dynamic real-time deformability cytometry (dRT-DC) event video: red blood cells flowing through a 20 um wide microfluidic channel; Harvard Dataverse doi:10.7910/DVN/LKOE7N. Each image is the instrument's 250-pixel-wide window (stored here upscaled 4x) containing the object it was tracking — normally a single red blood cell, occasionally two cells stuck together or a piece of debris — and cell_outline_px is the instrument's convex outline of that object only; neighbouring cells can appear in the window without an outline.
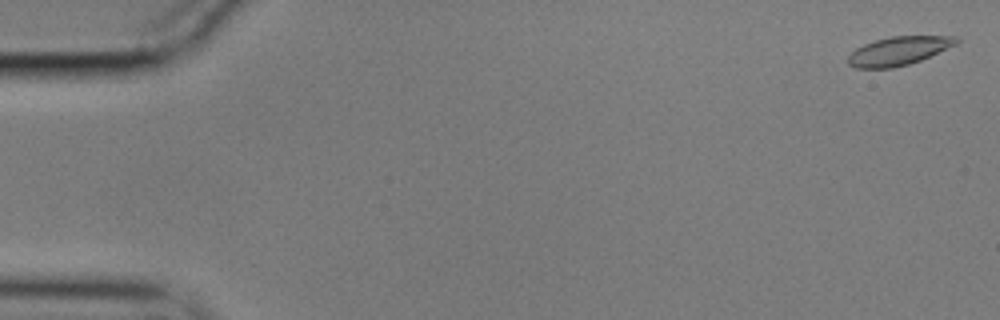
{"species": "common noctule bat (a hibernating species)", "species_latin": "Nyctalus noctula", "temperature_condition": "cold", "stored_images_in_passage": 57, "camera_frame_rate_fps": 3000, "um_per_image_px": 0.085, "animal": {"sex": "male", "body_mass_g": 17.9}, "frame": {"image": 1, "passage_image": 2, "time_ms": 0.333, "image_size_px": [1000, 320], "cell_outline_px": [[960, 40], [956, 44], [920, 60], [908, 64], [892, 68], [856, 68], [848, 64], [848, 56], [856, 48], [864, 44], [876, 40], [892, 36], [956, 36]], "centroid_in_image_um": [76.36, 4.32], "position_along_channel_um": 8.6, "area_um2": 17.8}}
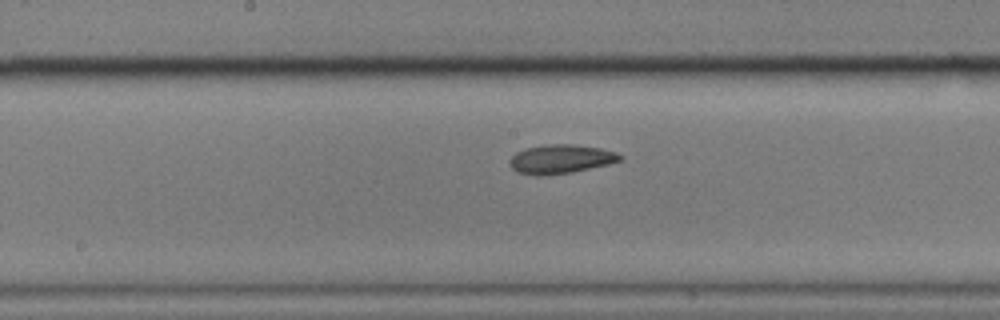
{"frame": {"image": 2, "passage_image": 30, "time_ms": 9.667, "image_size_px": [1000, 320], "cell_outline_px": [[624, 156], [620, 160], [608, 164], [572, 172], [540, 176], [536, 176], [516, 172], [512, 168], [508, 160], [516, 152], [524, 148], [544, 144], [572, 144], [600, 148], [616, 152]], "centroid_in_image_um": [47.62, 13.52], "position_along_channel_um": 200.6, "area_um2": 18.73}}
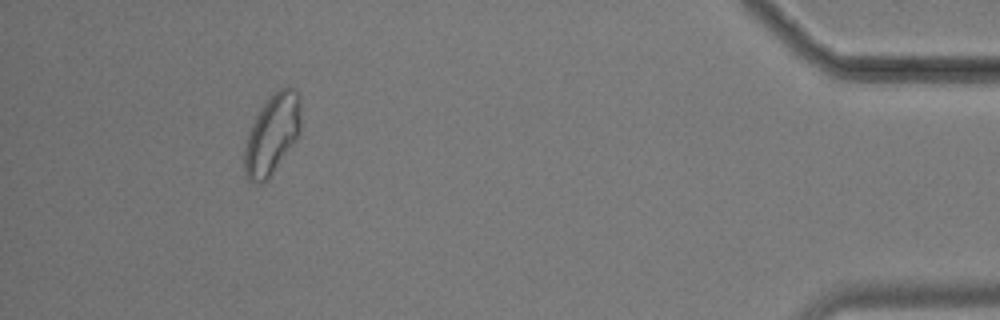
{"frame": {"image": 3, "passage_image": 53, "time_ms": 17.333, "image_size_px": [1000, 320], "cell_outline_px": [[300, 132], [264, 184], [256, 184], [248, 180], [244, 176], [244, 148], [248, 132], [260, 108], [268, 96], [280, 88], [288, 84], [296, 88], [300, 96]], "centroid_in_image_um": [23.11, 11.37], "position_along_channel_um": 412.1, "area_um2": 26.47}, "authors_computed_cell_mechanics": {"area_um2": 18.7272, "velocity_mm_per_s": 3.5276, "shape_relaxation_time_tau1_ms": 3.4203, "shape_relaxation_time_tau2_ms": 3.2942, "deformation_change_tau1": 0.0929, "deformation_change_tau2": 0.0763}}